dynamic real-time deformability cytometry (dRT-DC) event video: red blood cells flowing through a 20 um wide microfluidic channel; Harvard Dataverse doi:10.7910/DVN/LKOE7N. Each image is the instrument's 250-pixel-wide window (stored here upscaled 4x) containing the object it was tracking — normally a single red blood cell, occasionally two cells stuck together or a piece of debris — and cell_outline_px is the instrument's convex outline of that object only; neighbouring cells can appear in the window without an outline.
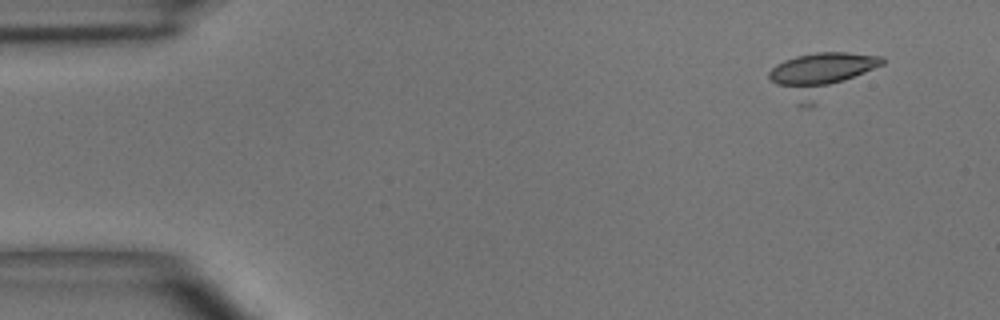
{"species": "common noctule bat (a hibernating species)", "species_latin": "Nyctalus noctula", "temperature_condition": "room temperature", "stored_images_in_passage": 4, "camera_frame_rate_fps": 3000, "um_per_image_px": 0.085, "animal": {"sex": "male", "body_mass_g": 15.6}, "frame": {"image": 1, "passage_image": 1, "time_ms": 0.0, "image_size_px": [1000, 320], "cell_outline_px": [[884, 64], [816, 104], [808, 108], [800, 108], [768, 76], [768, 72], [776, 64], [784, 60], [796, 56], [816, 52], [848, 52], [884, 56]], "centroid_in_image_um": [69.8, 6.33], "position_along_channel_um": 15.2, "area_um2": 28.5}}
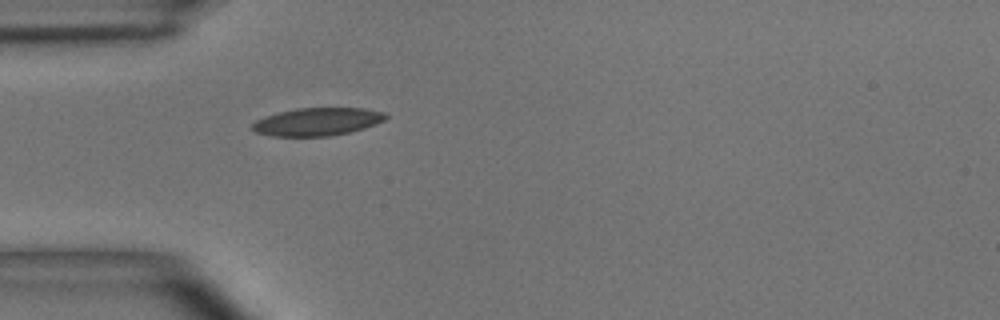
{"frame": {"image": 2, "passage_image": 4, "time_ms": 3.667, "image_size_px": [1000, 320], "cell_outline_px": [[388, 116], [384, 120], [376, 124], [364, 128], [348, 132], [328, 136], [272, 136], [256, 132], [252, 128], [252, 124], [256, 120], [264, 116], [296, 108], [364, 108], [384, 112]], "centroid_in_image_um": [26.97, 10.34], "position_along_channel_um": 58.0, "area_um2": 21.56}}